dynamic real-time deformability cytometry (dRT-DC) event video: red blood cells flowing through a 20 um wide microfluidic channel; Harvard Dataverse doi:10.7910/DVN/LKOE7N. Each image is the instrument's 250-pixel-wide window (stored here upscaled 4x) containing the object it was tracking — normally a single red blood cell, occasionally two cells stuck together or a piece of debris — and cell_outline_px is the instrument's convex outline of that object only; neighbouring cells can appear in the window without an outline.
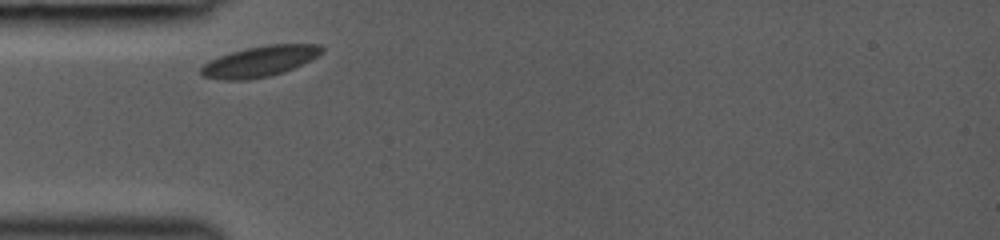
{"species": "common noctule bat (a hibernating species)", "species_latin": "Nyctalus noctula", "temperature_condition": "room temperature", "stored_images_in_passage": 26, "camera_frame_rate_fps": 3000, "um_per_image_px": 0.085, "animal": {"sex": "female", "body_mass_g": 19.0, "forearm_length_mm": 53.3}, "frame": {"image": 1, "passage_image": 1, "time_ms": 0.0, "image_size_px": [1000, 240], "cell_outline_px": [[324, 52], [284, 72], [268, 76], [248, 80], [224, 80], [200, 76], [200, 68], [204, 64], [220, 56], [232, 52], [248, 48], [268, 44], [320, 44], [324, 48]], "centroid_in_image_um": [22.07, 5.22], "position_along_channel_um": 62.9, "area_um2": 21.33}}
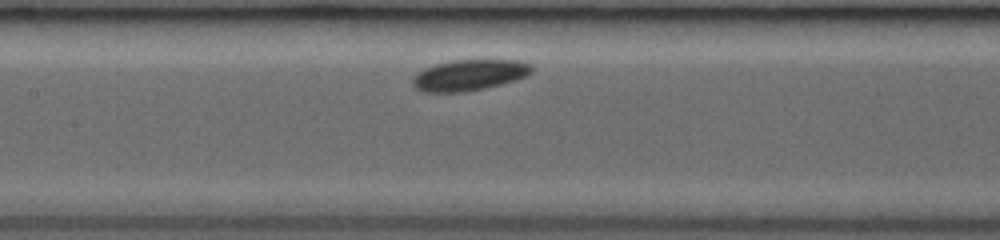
{"frame": {"image": 2, "passage_image": 12, "time_ms": 2.667, "image_size_px": [1000, 240], "cell_outline_px": [[532, 72], [516, 80], [484, 88], [464, 92], [420, 92], [412, 84], [412, 76], [416, 72], [424, 68], [436, 64], [452, 60], [520, 60], [532, 64]], "centroid_in_image_um": [39.85, 6.38], "position_along_channel_um": 167.6, "area_um2": 21.62}}
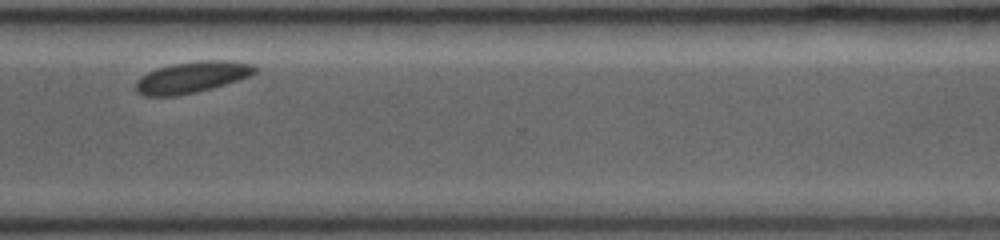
{"frame": {"image": 3, "passage_image": 25, "time_ms": 7.333, "image_size_px": [1000, 240], "cell_outline_px": [[256, 72], [248, 76], [212, 88], [196, 92], [176, 96], [144, 96], [136, 92], [136, 80], [140, 76], [148, 72], [172, 64], [200, 60], [228, 60], [252, 64], [256, 68]], "centroid_in_image_um": [16.27, 6.56], "position_along_channel_um": 354.3, "area_um2": 21.56}}